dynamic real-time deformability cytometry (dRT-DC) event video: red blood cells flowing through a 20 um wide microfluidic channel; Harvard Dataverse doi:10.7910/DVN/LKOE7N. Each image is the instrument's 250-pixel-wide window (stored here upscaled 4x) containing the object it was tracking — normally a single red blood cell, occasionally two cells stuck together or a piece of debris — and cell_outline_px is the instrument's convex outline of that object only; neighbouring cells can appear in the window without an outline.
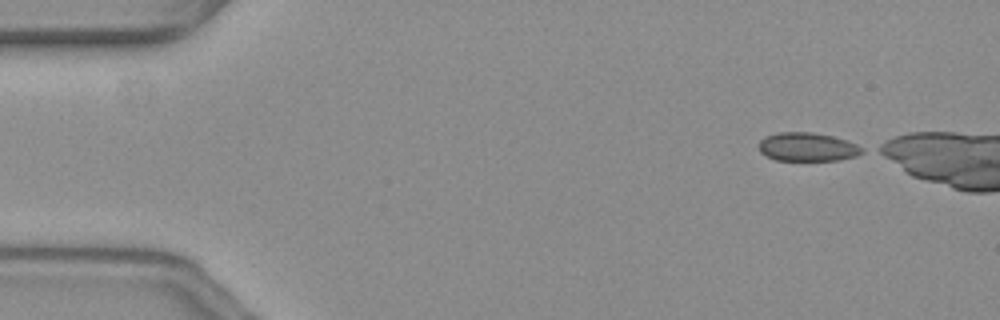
{"species": "common noctule bat (a hibernating species)", "species_latin": "Nyctalus noctula", "temperature_condition": "warm", "stored_images_in_passage": 8, "camera_frame_rate_fps": 3000, "um_per_image_px": 0.085, "animal": {"sex": "female", "body_mass_g": 19.3, "forearm_length_mm": 54.1}, "frame": {"image": 1, "passage_image": 1, "time_ms": 0.0, "image_size_px": [1000, 320], "cell_outline_px": [[864, 152], [856, 156], [840, 160], [776, 160], [760, 152], [760, 140], [764, 136], [776, 132], [812, 132], [832, 136], [856, 144], [864, 148]], "centroid_in_image_um": [68.63, 12.48], "position_along_channel_um": 16.4, "area_um2": 17.17}}